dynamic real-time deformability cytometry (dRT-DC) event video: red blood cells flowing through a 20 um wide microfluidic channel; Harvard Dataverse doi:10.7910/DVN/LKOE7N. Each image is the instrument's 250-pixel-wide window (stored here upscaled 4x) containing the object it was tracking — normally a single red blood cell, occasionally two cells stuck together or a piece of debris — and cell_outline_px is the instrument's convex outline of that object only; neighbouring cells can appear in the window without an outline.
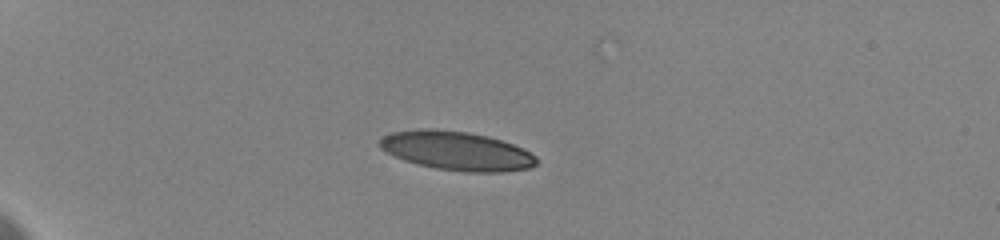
{"species": "human", "species_latin": "Homo sapiens", "temperature_condition": "cold", "stored_images_in_passage": 65, "camera_frame_rate_fps": 3000, "um_per_image_px": 0.085, "donor": {"sex": "female"}, "frame": {"image": 1, "passage_image": 1, "time_ms": 0.0, "image_size_px": [1000, 240], "cell_outline_px": [[536, 164], [528, 168], [504, 172], [464, 172], [436, 168], [404, 160], [380, 148], [376, 144], [384, 136], [392, 132], [468, 132], [488, 136], [512, 144], [536, 156]], "centroid_in_image_um": [38.87, 12.88], "position_along_channel_um": 46.1, "area_um2": 34.04}}
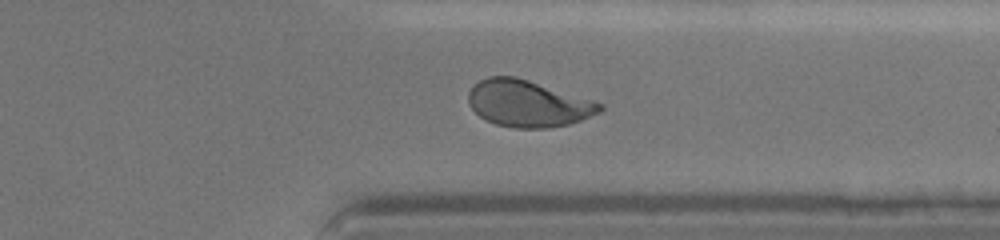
{"frame": {"image": 2, "passage_image": 52, "time_ms": 10.333, "image_size_px": [1000, 240], "cell_outline_px": [[604, 108], [600, 112], [580, 120], [568, 124], [548, 128], [516, 128], [496, 124], [480, 116], [468, 104], [468, 92], [480, 80], [488, 76], [516, 76], [596, 100], [604, 104]], "centroid_in_image_um": [44.92, 8.79], "position_along_channel_um": 366.5, "area_um2": 35.84}}
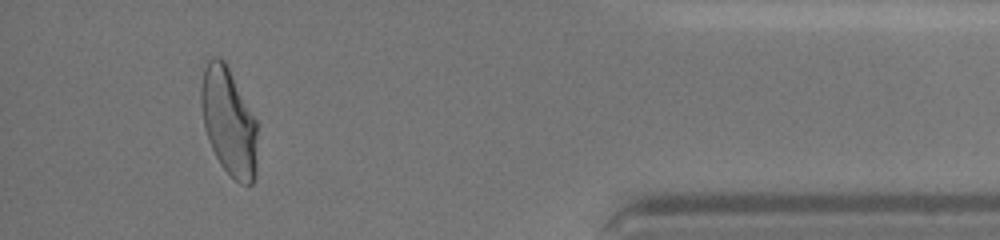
{"frame": {"image": 3, "passage_image": 60, "time_ms": 12.667, "image_size_px": [1000, 240], "cell_outline_px": [[256, 176], [252, 184], [240, 184], [220, 164], [208, 140], [204, 128], [200, 104], [200, 84], [204, 68], [208, 60], [212, 56], [220, 56], [224, 60], [256, 120]], "centroid_in_image_um": [19.41, 10.32], "position_along_channel_um": 415.8, "area_um2": 35.26}, "authors_computed_cell_mechanics": {"area_um2": 35.8938, "velocity_mm_per_s": 3.6078, "shape_relaxation_time_tau1_ms": 5.0889, "shape_relaxation_time_tau2_ms": 0.8774, "deformation_change_tau1": 0.181, "deformation_change_tau2": 0.0719}}